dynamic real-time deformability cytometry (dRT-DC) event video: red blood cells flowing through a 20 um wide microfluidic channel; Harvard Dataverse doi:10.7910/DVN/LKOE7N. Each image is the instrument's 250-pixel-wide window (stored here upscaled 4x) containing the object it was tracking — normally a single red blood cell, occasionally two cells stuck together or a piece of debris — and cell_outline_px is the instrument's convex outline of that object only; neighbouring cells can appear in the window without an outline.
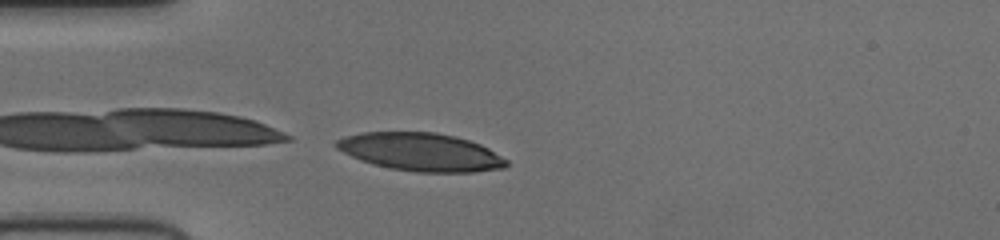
{"species": "human", "species_latin": "Homo sapiens", "temperature_condition": "cold", "stored_images_in_passage": 10, "camera_frame_rate_fps": 3000, "um_per_image_px": 0.085, "donor": {"sex": "female"}, "frame": {"image": 1, "passage_image": 10, "time_ms": 3.0, "image_size_px": [1000, 240], "cell_outline_px": [[508, 164], [504, 168], [476, 172], [416, 172], [392, 168], [372, 164], [360, 160], [336, 148], [332, 144], [336, 140], [344, 136], [364, 132], [436, 132], [456, 136], [480, 144], [488, 148], [508, 160]], "centroid_in_image_um": [35.76, 12.92], "position_along_channel_um": 49.2, "area_um2": 37.74}}